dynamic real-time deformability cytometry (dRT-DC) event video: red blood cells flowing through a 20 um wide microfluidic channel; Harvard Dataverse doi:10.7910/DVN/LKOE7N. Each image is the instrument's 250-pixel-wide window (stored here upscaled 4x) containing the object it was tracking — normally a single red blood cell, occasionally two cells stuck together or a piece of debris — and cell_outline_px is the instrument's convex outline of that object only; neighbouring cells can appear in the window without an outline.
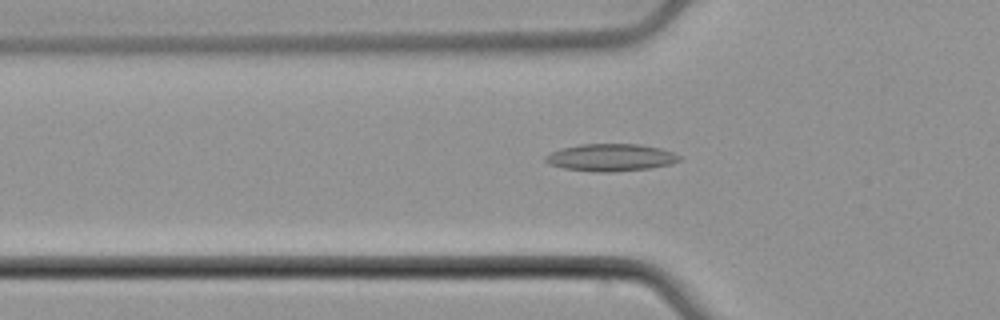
{"species": "common noctule bat (a hibernating species)", "species_latin": "Nyctalus noctula", "temperature_condition": "cold", "stored_images_in_passage": 54, "camera_frame_rate_fps": 3000, "um_per_image_px": 0.085, "animal": {"sex": "male", "body_mass_g": 21.5, "forearm_length_mm": 52.0}, "frame": {"image": 1, "passage_image": 18, "time_ms": 5.667, "image_size_px": [1000, 320], "cell_outline_px": [[680, 160], [672, 164], [652, 168], [612, 172], [596, 172], [564, 168], [548, 164], [544, 160], [544, 156], [560, 148], [580, 144], [640, 144], [660, 148], [672, 152], [680, 156]], "centroid_in_image_um": [51.91, 13.39], "position_along_channel_um": 73.9, "area_um2": 21.44}}
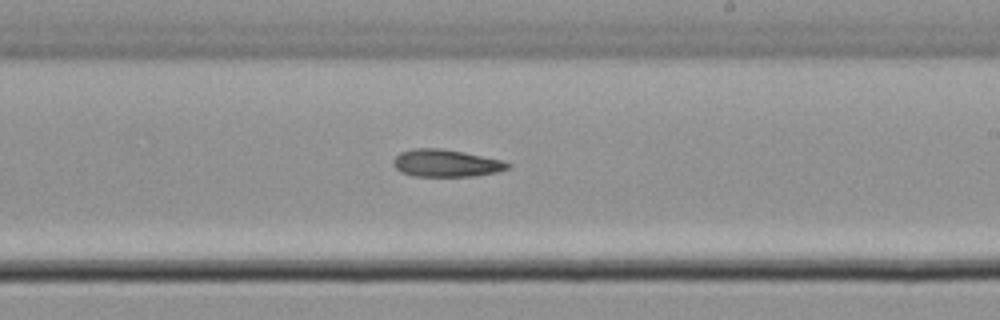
{"frame": {"image": 2, "passage_image": 32, "time_ms": 10.333, "image_size_px": [1000, 320], "cell_outline_px": [[512, 168], [496, 172], [476, 176], [412, 176], [400, 172], [392, 164], [392, 160], [400, 152], [412, 148], [440, 148], [464, 152], [504, 160], [512, 164]], "centroid_in_image_um": [37.93, 13.87], "position_along_channel_um": 251.1, "area_um2": 18.55}}
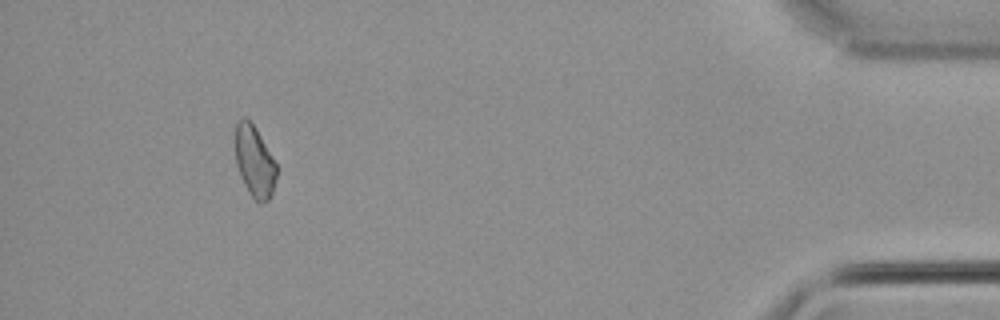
{"frame": {"image": 3, "passage_image": 50, "time_ms": 16.333, "image_size_px": [1000, 320], "cell_outline_px": [[276, 180], [272, 192], [268, 200], [260, 204], [248, 192], [240, 176], [236, 164], [236, 120], [244, 116], [256, 128], [276, 164]], "centroid_in_image_um": [21.62, 13.73], "position_along_channel_um": 413.6, "area_um2": 16.94}, "authors_computed_cell_mechanics": {"area_um2": 18.6983, "velocity_mm_per_s": 3.7989, "shape_relaxation_time_tau1_ms": 5.7313, "shape_relaxation_time_tau2_ms": null, "deformation_change_tau1": 0.0999, "deformation_change_tau2": null}}